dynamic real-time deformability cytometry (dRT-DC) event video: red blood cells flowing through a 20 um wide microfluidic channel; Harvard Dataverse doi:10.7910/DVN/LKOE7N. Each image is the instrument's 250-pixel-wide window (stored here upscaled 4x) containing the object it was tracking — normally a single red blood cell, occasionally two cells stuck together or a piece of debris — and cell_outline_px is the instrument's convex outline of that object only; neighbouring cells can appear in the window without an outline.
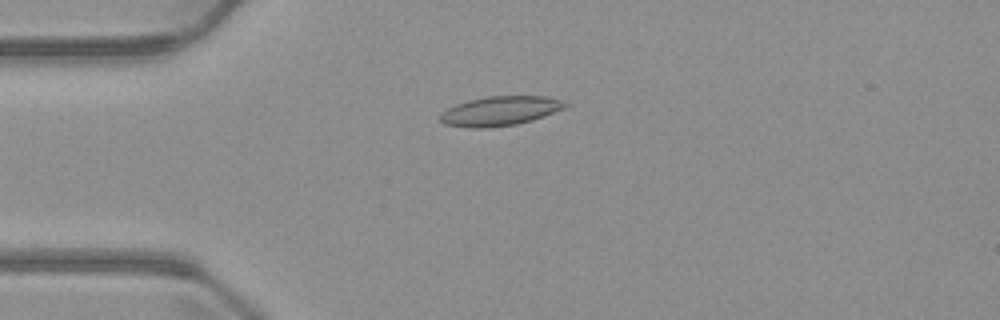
{"species": "common noctule bat (a hibernating species)", "species_latin": "Nyctalus noctula", "temperature_condition": "warm", "stored_images_in_passage": 5, "camera_frame_rate_fps": 3000, "um_per_image_px": 0.085, "animal": {"sex": "male", "body_mass_g": 23.1, "forearm_length_mm": 52.7}, "frame": {"image": 1, "passage_image": 4, "time_ms": 3.667, "image_size_px": [1000, 320], "cell_outline_px": [[568, 104], [564, 108], [544, 116], [532, 120], [516, 124], [488, 128], [472, 128], [444, 124], [440, 120], [440, 116], [448, 108], [456, 104], [468, 100], [488, 96], [544, 96], [560, 100]], "centroid_in_image_um": [42.49, 9.43], "position_along_channel_um": 42.5, "area_um2": 21.21}}
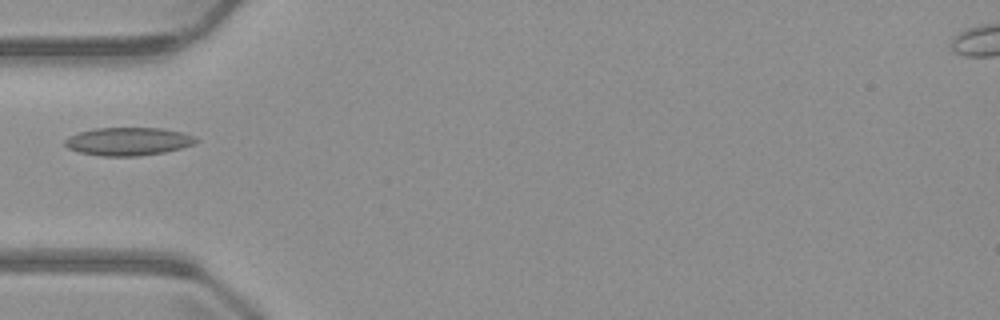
{"frame": {"image": 2, "passage_image": 5, "time_ms": 5.0, "image_size_px": [1000, 320], "cell_outline_px": [[200, 140], [196, 144], [164, 152], [136, 156], [100, 156], [80, 152], [68, 148], [64, 144], [64, 140], [80, 132], [96, 128], [164, 128], [184, 132]], "centroid_in_image_um": [10.94, 12.02], "position_along_channel_um": 74.1, "area_um2": 21.39}}